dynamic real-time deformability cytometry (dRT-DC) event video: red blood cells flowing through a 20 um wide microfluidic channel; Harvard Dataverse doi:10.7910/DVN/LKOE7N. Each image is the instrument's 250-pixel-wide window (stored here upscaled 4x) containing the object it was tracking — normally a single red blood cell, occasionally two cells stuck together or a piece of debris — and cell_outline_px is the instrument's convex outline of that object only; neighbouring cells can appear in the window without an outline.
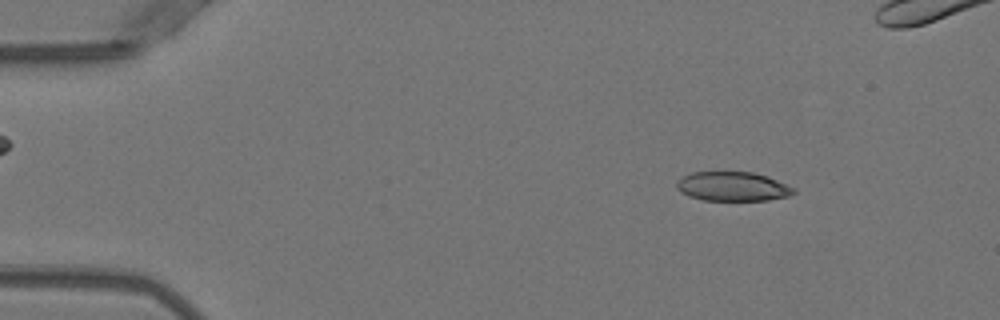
{"species": "Egyptian fruit bat (a non-hibernating species)", "species_latin": "Rousettus aegyptiacus", "temperature_condition": "warm", "stored_images_in_passage": 44, "camera_frame_rate_fps": 3000, "um_per_image_px": 0.085, "animal": {"sex": "female"}, "frame": {"image": 1, "passage_image": 3, "time_ms": 0.667, "image_size_px": [1000, 320], "cell_outline_px": [[796, 192], [788, 196], [768, 200], [704, 200], [688, 196], [680, 192], [676, 188], [676, 180], [692, 172], [752, 172], [768, 176], [796, 188]], "centroid_in_image_um": [62.27, 15.85], "position_along_channel_um": 22.7, "area_um2": 20.06}}
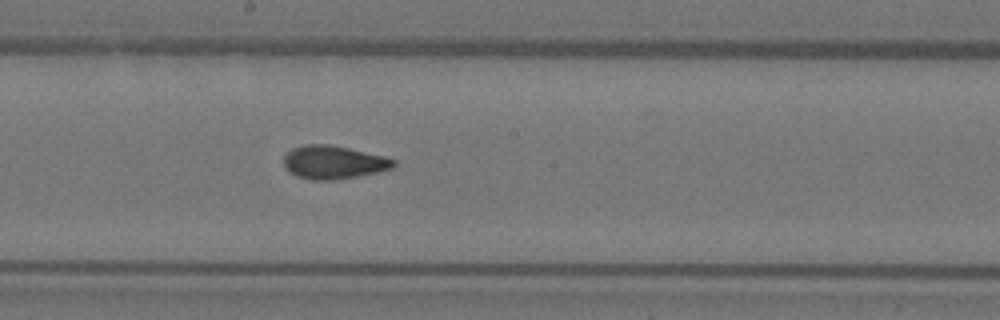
{"frame": {"image": 2, "passage_image": 24, "time_ms": 7.667, "image_size_px": [1000, 320], "cell_outline_px": [[396, 164], [392, 168], [376, 172], [336, 180], [312, 180], [296, 176], [288, 172], [284, 164], [284, 156], [292, 148], [304, 144], [328, 144], [348, 148], [384, 156], [396, 160]], "centroid_in_image_um": [28.32, 13.79], "position_along_channel_um": 219.9, "area_um2": 21.27}}
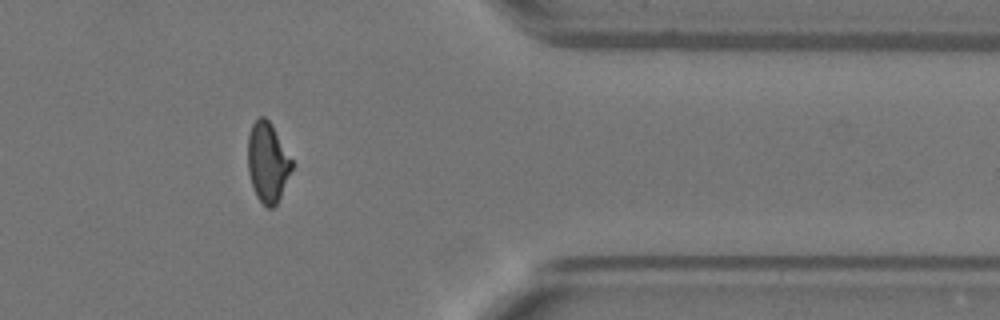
{"frame": {"image": 3, "passage_image": 38, "time_ms": 12.333, "image_size_px": [1000, 320], "cell_outline_px": [[292, 168], [280, 196], [276, 204], [272, 208], [268, 208], [256, 196], [252, 188], [248, 172], [248, 136], [252, 124], [260, 116], [264, 116], [272, 124], [292, 160]], "centroid_in_image_um": [22.73, 13.78], "position_along_channel_um": 388.7, "area_um2": 20.29}, "authors_computed_cell_mechanics": {"area_um2": 21.2126, "velocity_mm_per_s": 3.9729, "shape_relaxation_time_tau1_ms": null, "shape_relaxation_time_tau2_ms": 1.0859, "deformation_change_tau1": null, "deformation_change_tau2": 0.0749}}